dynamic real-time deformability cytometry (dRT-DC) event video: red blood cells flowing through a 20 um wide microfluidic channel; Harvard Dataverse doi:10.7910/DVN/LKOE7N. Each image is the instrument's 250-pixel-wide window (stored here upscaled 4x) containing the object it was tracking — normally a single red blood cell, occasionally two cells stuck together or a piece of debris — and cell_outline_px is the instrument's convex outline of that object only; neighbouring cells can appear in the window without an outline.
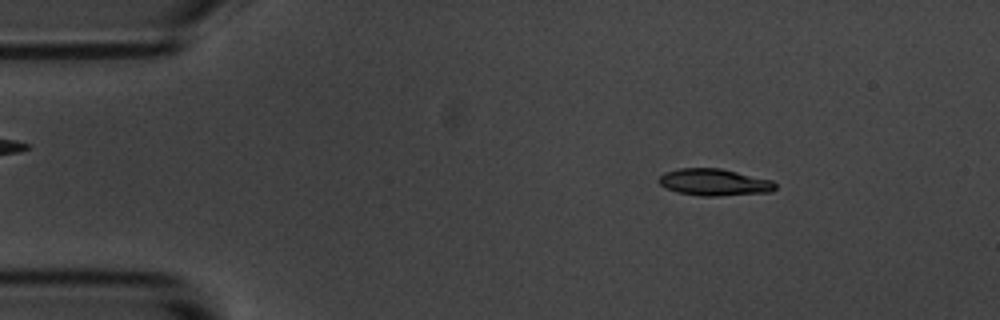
{"species": "common noctule bat (a hibernating species)", "species_latin": "Nyctalus noctula", "temperature_condition": "room temperature", "stored_images_in_passage": 9, "camera_frame_rate_fps": 3000, "um_per_image_px": 0.085, "animal": {"sex": "male", "body_mass_g": 20.1, "forearm_length_mm": 53.5}, "frame": {"image": 1, "passage_image": 2, "time_ms": 1.333, "image_size_px": [1000, 320], "cell_outline_px": [[776, 188], [772, 192], [716, 196], [700, 196], [676, 192], [664, 188], [656, 180], [664, 172], [680, 168], [720, 168], [772, 180], [776, 184]], "centroid_in_image_um": [60.68, 15.49], "position_along_channel_um": 24.3, "area_um2": 18.38}}
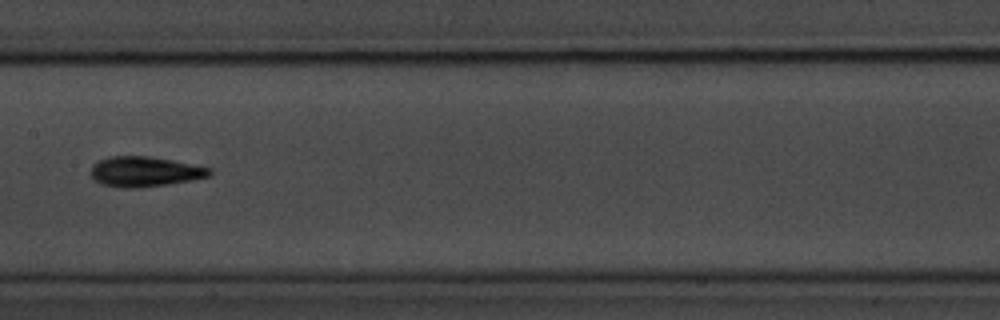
{"frame": {"image": 2, "passage_image": 8, "time_ms": 8.0, "image_size_px": [1000, 320], "cell_outline_px": [[212, 172], [208, 176], [188, 180], [164, 184], [136, 188], [124, 188], [100, 184], [88, 172], [92, 164], [100, 160], [112, 156], [148, 156], [172, 160], [212, 168]], "centroid_in_image_um": [12.24, 14.58], "position_along_channel_um": 195.2, "area_um2": 20.63}}
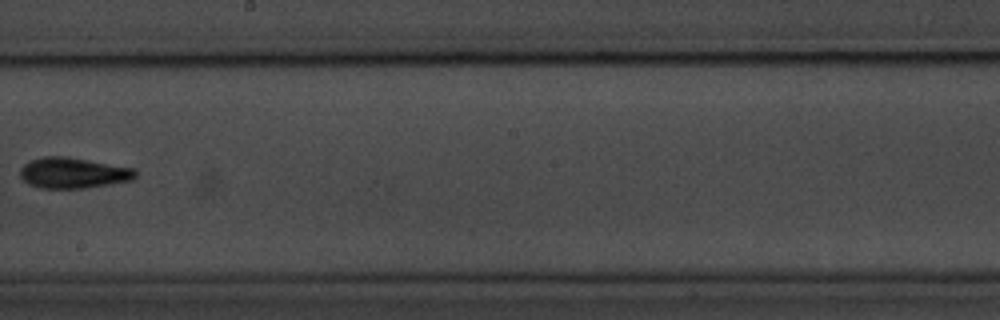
{"frame": {"image": 3, "passage_image": 9, "time_ms": 9.333, "image_size_px": [1000, 320], "cell_outline_px": [[136, 176], [132, 180], [84, 188], [40, 188], [28, 184], [20, 176], [20, 168], [24, 164], [32, 160], [44, 156], [64, 156], [136, 168]], "centroid_in_image_um": [6.21, 14.69], "position_along_channel_um": 242.0, "area_um2": 20.58}}